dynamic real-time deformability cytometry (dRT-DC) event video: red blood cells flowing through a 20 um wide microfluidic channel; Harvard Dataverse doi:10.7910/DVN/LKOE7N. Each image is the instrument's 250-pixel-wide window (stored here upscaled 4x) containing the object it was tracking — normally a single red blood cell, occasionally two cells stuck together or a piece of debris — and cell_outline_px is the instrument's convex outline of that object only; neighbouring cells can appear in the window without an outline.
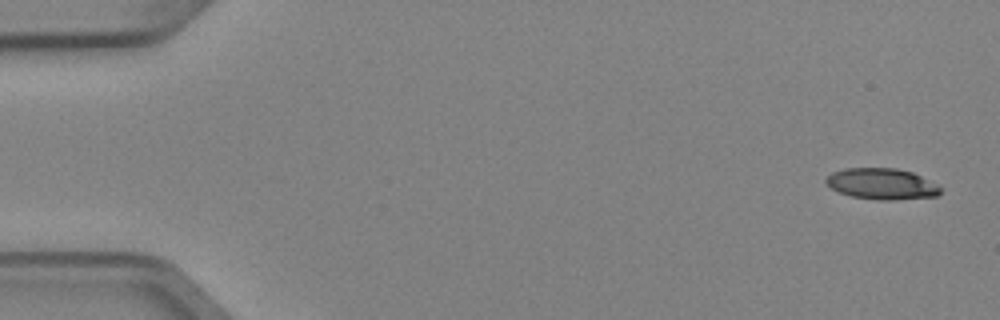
{"species": "Egyptian fruit bat (a non-hibernating species)", "species_latin": "Rousettus aegyptiacus", "temperature_condition": "cold", "stored_images_in_passage": 5, "camera_frame_rate_fps": 3000, "um_per_image_px": 0.085, "animal": {"sex": "female"}, "frame": {"image": 1, "passage_image": 1, "time_ms": 0.0, "image_size_px": [1000, 320], "cell_outline_px": [[944, 188], [936, 196], [892, 200], [876, 200], [852, 196], [840, 192], [832, 188], [824, 180], [832, 172], [844, 168], [896, 168], [912, 172]], "centroid_in_image_um": [74.96, 15.63], "position_along_channel_um": 10.0, "area_um2": 20.63}}
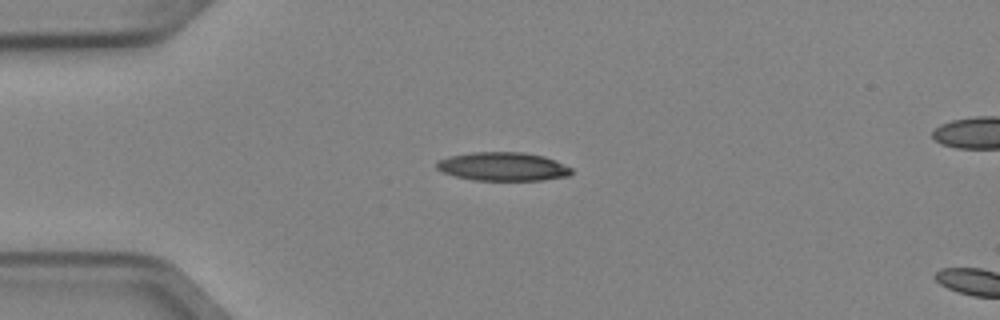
{"frame": {"image": 2, "passage_image": 4, "time_ms": 1.0, "image_size_px": [1000, 320], "cell_outline_px": [[572, 172], [568, 176], [544, 180], [472, 180], [440, 172], [436, 168], [436, 160], [448, 156], [472, 152], [524, 152], [544, 156], [556, 160], [572, 168]], "centroid_in_image_um": [42.72, 14.15], "position_along_channel_um": 42.3, "area_um2": 22.72}}